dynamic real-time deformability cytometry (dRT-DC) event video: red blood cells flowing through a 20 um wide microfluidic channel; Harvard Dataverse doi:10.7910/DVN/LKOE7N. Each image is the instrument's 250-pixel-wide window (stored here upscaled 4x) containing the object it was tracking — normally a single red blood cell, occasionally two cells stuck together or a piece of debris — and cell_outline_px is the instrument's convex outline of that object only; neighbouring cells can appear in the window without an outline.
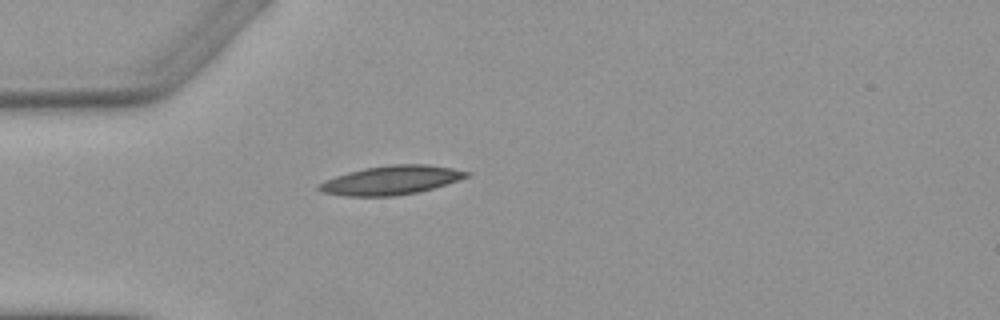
{"species": "Egyptian fruit bat (a non-hibernating species)", "species_latin": "Rousettus aegyptiacus", "temperature_condition": "warm", "stored_images_in_passage": 1, "camera_frame_rate_fps": 3000, "um_per_image_px": 0.085, "animal": {"sex": "female"}, "frame": {"image": 1, "passage_image": 1, "time_ms": 0.0, "image_size_px": [1000, 320], "cell_outline_px": [[472, 172], [468, 176], [420, 192], [396, 196], [344, 196], [320, 192], [316, 188], [316, 184], [324, 180], [348, 172], [364, 168], [392, 164], [428, 164], [452, 168]], "centroid_in_image_um": [33.18, 15.32], "position_along_channel_um": 51.8, "area_um2": 24.97}}